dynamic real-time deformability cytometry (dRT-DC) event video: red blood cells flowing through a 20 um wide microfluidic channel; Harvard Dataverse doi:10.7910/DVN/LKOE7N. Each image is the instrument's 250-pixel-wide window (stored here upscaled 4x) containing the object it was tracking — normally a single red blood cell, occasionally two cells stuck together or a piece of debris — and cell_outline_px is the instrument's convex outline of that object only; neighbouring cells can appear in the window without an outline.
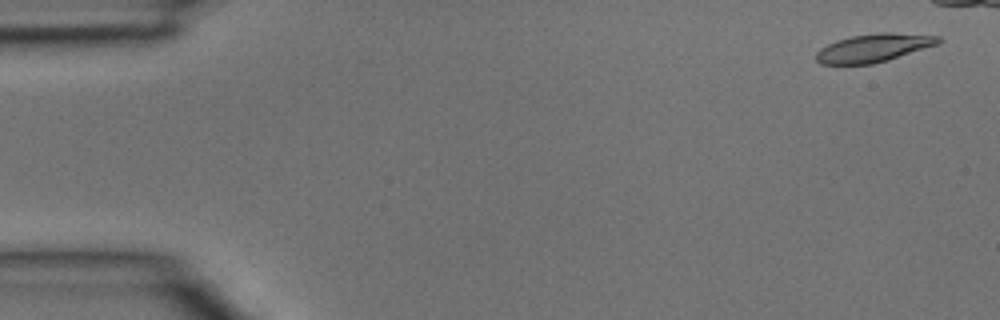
{"species": "common noctule bat (a hibernating species)", "species_latin": "Nyctalus noctula", "temperature_condition": "room temperature", "stored_images_in_passage": 4, "camera_frame_rate_fps": 3000, "um_per_image_px": 0.085, "animal": {"sex": "male", "body_mass_g": 15.6}, "frame": {"image": 1, "passage_image": 1, "time_ms": 0.0, "image_size_px": [1000, 320], "cell_outline_px": [[944, 40], [940, 44], [888, 60], [872, 64], [820, 64], [816, 60], [816, 52], [820, 48], [836, 40], [852, 36], [876, 32], [892, 32], [940, 36]], "centroid_in_image_um": [74.3, 4.06], "position_along_channel_um": 10.7, "area_um2": 20.35}}